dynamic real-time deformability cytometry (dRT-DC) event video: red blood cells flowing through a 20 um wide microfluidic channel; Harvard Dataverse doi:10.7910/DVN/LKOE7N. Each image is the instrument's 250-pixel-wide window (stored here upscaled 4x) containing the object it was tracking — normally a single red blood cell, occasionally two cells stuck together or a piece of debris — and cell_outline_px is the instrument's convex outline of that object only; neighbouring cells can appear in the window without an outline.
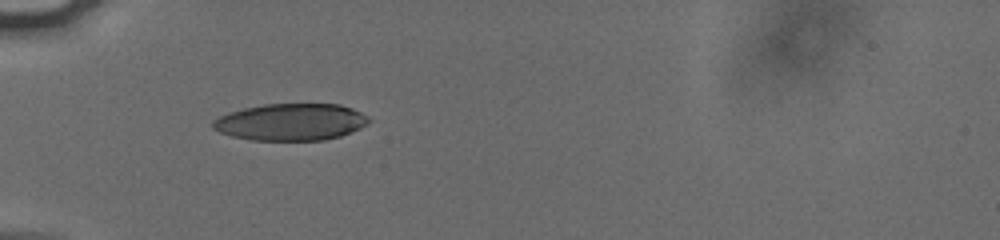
{"species": "human", "species_latin": "Homo sapiens", "temperature_condition": "cold", "stored_images_in_passage": 37, "camera_frame_rate_fps": 3000, "um_per_image_px": 0.085, "donor": {"sex": "male"}, "frame": {"image": 1, "passage_image": 1, "time_ms": 0.0, "image_size_px": [1000, 240], "cell_outline_px": [[372, 120], [360, 128], [340, 136], [324, 140], [252, 140], [232, 136], [220, 132], [212, 128], [212, 120], [228, 112], [244, 108], [264, 104], [340, 104], [352, 108], [368, 116]], "centroid_in_image_um": [24.72, 10.37], "position_along_channel_um": 60.3, "area_um2": 33.58}}
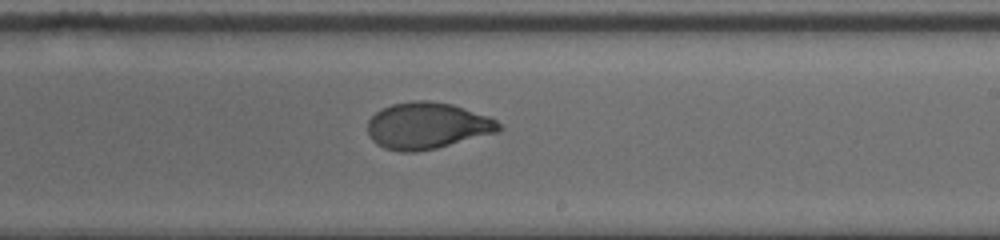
{"frame": {"image": 2, "passage_image": 17, "time_ms": 5.333, "image_size_px": [1000, 240], "cell_outline_px": [[504, 128], [500, 132], [436, 148], [416, 152], [400, 152], [384, 148], [376, 144], [372, 140], [368, 132], [368, 120], [376, 112], [392, 104], [412, 100], [428, 100], [452, 104], [488, 116], [496, 120]], "centroid_in_image_um": [36.33, 10.69], "position_along_channel_um": 252.7, "area_um2": 35.78}}
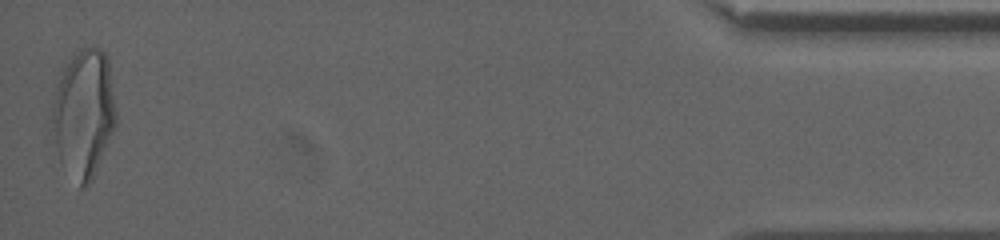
{"frame": {"image": 3, "passage_image": 37, "time_ms": 12.0, "image_size_px": [1000, 240], "cell_outline_px": [[116, 124], [92, 180], [84, 188], [80, 188], [60, 164], [56, 144], [52, 120], [52, 100], [60, 68], [72, 52], [84, 48], [100, 48], [104, 52], [108, 60], [116, 112]], "centroid_in_image_um": [7.09, 9.61], "position_along_channel_um": 428.1, "area_um2": 48.15}, "authors_computed_cell_mechanics": {"area_um2": 35.8938, "velocity_mm_per_s": 3.8006, "shape_relaxation_time_tau1_ms": 4.6249, "shape_relaxation_time_tau2_ms": 0.8956, "deformation_change_tau1": 0.1936, "deformation_change_tau2": 0.0575}}